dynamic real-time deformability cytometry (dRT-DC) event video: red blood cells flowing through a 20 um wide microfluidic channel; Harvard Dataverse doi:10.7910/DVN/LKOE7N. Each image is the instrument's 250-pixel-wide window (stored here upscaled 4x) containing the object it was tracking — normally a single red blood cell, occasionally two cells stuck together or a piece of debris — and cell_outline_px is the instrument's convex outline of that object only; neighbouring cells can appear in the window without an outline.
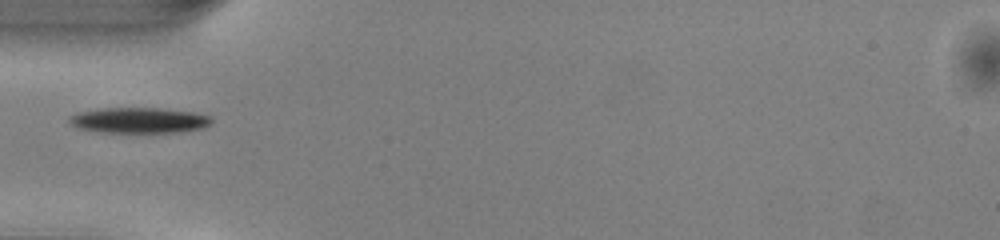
{"species": "common noctule bat (a hibernating species)", "species_latin": "Nyctalus noctula", "temperature_condition": "warm", "stored_images_in_passage": 35, "camera_frame_rate_fps": 3000, "um_per_image_px": 0.085, "animal": {"sex": "male", "body_mass_g": 13.0, "forearm_length_mm": 53.1}, "frame": {"image": 1, "passage_image": 1, "time_ms": 0.0, "image_size_px": [1000, 240], "cell_outline_px": [[212, 120], [204, 128], [176, 132], [100, 132], [76, 128], [68, 120], [68, 116], [80, 112], [104, 108], [160, 108], [196, 112], [212, 116]], "centroid_in_image_um": [11.83, 10.22], "position_along_channel_um": 73.2, "area_um2": 21.21}}
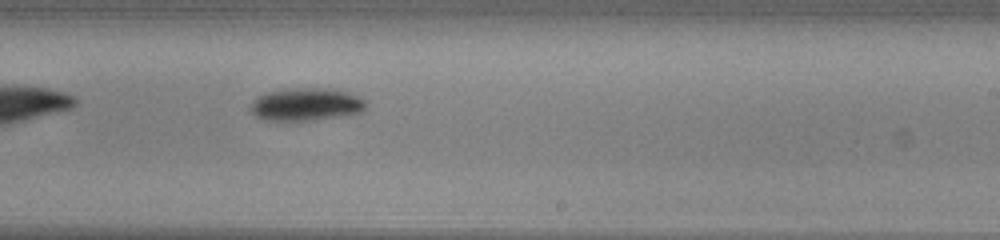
{"frame": {"image": 2, "passage_image": 15, "time_ms": 4.667, "image_size_px": [1000, 240], "cell_outline_px": [[368, 104], [360, 112], [312, 120], [264, 120], [256, 116], [248, 108], [252, 100], [256, 96], [268, 92], [292, 88], [320, 88], [348, 92], [368, 100]], "centroid_in_image_um": [25.98, 8.86], "position_along_channel_um": 263.0, "area_um2": 21.91}}
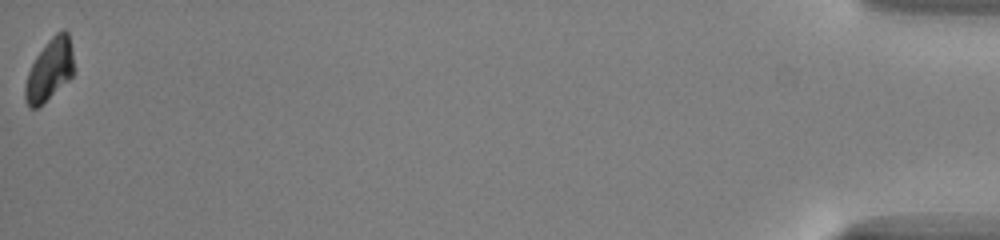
{"frame": {"image": 3, "passage_image": 35, "time_ms": 11.333, "image_size_px": [1000, 240], "cell_outline_px": [[72, 76], [68, 80], [36, 108], [28, 108], [24, 96], [24, 88], [28, 72], [36, 56], [48, 40], [56, 32], [64, 28], [68, 32], [72, 52]], "centroid_in_image_um": [4.18, 5.91], "position_along_channel_um": 431.0, "area_um2": 17.11}}